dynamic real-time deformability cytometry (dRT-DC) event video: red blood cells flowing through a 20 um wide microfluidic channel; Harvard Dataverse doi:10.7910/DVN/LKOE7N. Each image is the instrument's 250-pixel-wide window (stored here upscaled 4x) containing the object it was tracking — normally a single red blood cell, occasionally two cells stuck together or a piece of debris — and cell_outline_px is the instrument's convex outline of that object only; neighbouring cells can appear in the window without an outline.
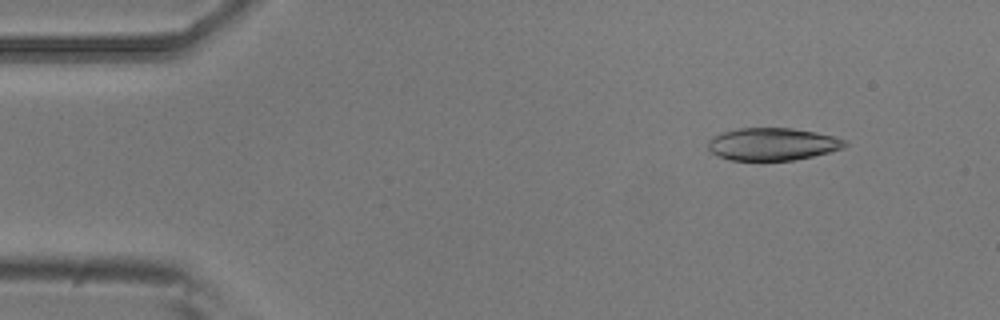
{"species": "common noctule bat (a hibernating species)", "species_latin": "Nyctalus noctula", "temperature_condition": "room temperature", "stored_images_in_passage": 6, "camera_frame_rate_fps": 3000, "um_per_image_px": 0.085, "animal": {"sex": "male", "body_mass_g": 20.5, "forearm_length_mm": 52.5}, "frame": {"image": 1, "passage_image": 2, "time_ms": 0.333, "image_size_px": [1000, 320], "cell_outline_px": [[848, 144], [844, 148], [812, 156], [792, 160], [728, 160], [716, 156], [708, 148], [708, 140], [712, 136], [724, 132], [740, 128], [792, 128], [816, 132], [848, 140]], "centroid_in_image_um": [65.66, 12.25], "position_along_channel_um": 19.3, "area_um2": 25.95}}
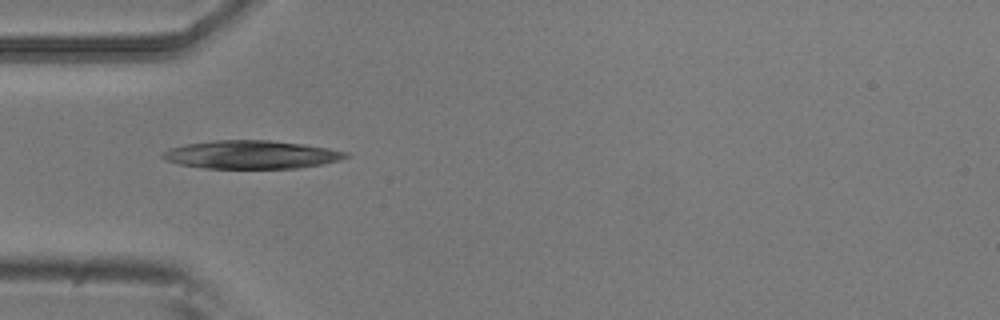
{"frame": {"image": 2, "passage_image": 5, "time_ms": 1.333, "image_size_px": [1000, 320], "cell_outline_px": [[348, 156], [340, 160], [324, 164], [300, 168], [204, 168], [180, 164], [164, 160], [160, 156], [160, 152], [168, 148], [184, 144], [212, 140], [268, 140], [304, 144], [328, 148], [348, 152]], "centroid_in_image_um": [21.32, 13.14], "position_along_channel_um": 63.7, "area_um2": 30.4}}
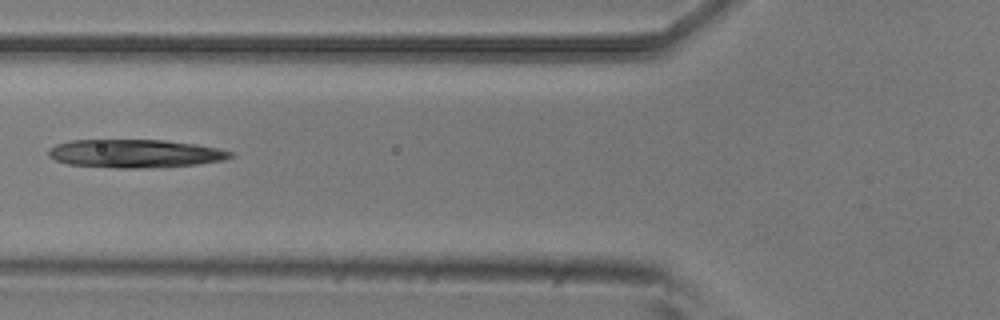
{"frame": {"image": 3, "passage_image": 6, "time_ms": 1.667, "image_size_px": [1000, 320], "cell_outline_px": [[232, 156], [224, 160], [200, 164], [144, 168], [112, 168], [68, 164], [56, 160], [48, 156], [48, 148], [56, 144], [72, 140], [164, 140], [196, 144], [220, 148], [232, 152]], "centroid_in_image_um": [11.47, 13.05], "position_along_channel_um": 114.3, "area_um2": 30.11}}